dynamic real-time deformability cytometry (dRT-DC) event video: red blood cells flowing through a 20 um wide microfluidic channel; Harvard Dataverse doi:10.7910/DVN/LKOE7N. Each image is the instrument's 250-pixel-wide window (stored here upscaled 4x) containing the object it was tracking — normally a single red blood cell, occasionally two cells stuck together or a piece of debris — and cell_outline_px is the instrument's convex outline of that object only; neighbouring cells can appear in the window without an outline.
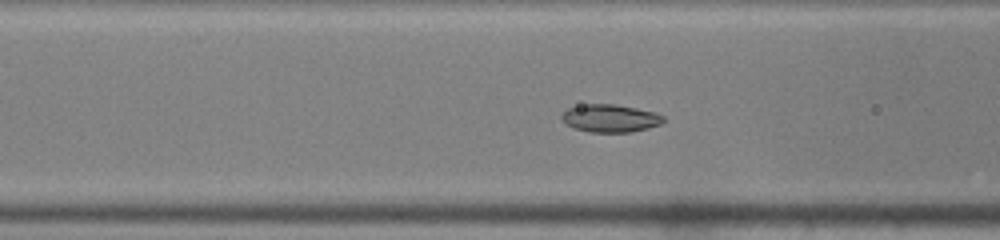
{"species": "common noctule bat (a hibernating species)", "species_latin": "Nyctalus noctula", "temperature_condition": "warm", "stored_images_in_passage": 35, "camera_frame_rate_fps": 3000, "um_per_image_px": 0.085, "animal": {"sex": "male", "body_mass_g": 19.0, "forearm_length_mm": 50.8}, "frame": {"image": 1, "passage_image": 5, "time_ms": 1.333, "image_size_px": [1000, 240], "cell_outline_px": [[664, 120], [660, 124], [648, 128], [632, 132], [588, 132], [576, 128], [568, 124], [560, 116], [568, 108], [580, 104], [616, 104], [656, 112], [664, 116]], "centroid_in_image_um": [51.89, 10.04], "position_along_channel_um": 114.7, "area_um2": 16.42}}
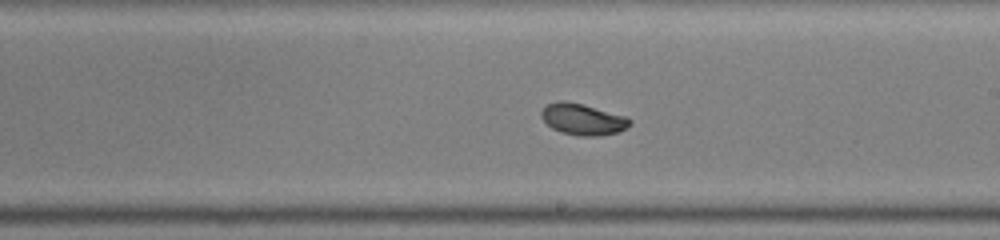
{"frame": {"image": 2, "passage_image": 14, "time_ms": 4.333, "image_size_px": [1000, 240], "cell_outline_px": [[632, 124], [620, 132], [600, 136], [576, 136], [560, 132], [552, 128], [540, 116], [540, 112], [548, 104], [560, 100], [564, 100], [584, 104], [628, 116], [632, 120]], "centroid_in_image_um": [49.58, 10.14], "position_along_channel_um": 239.4, "area_um2": 16.53}}
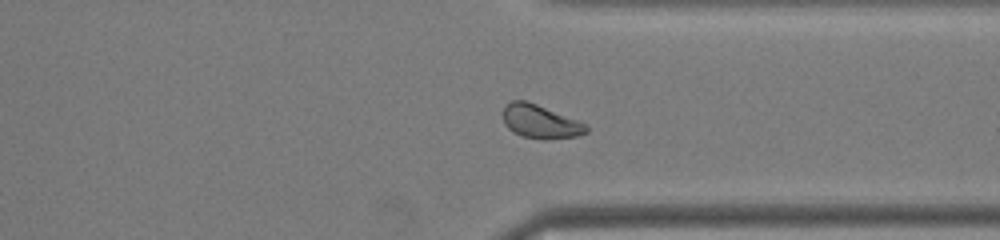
{"frame": {"image": 3, "passage_image": 23, "time_ms": 7.333, "image_size_px": [1000, 240], "cell_outline_px": [[588, 132], [576, 136], [548, 140], [544, 140], [520, 136], [512, 132], [504, 124], [504, 108], [512, 100], [524, 100], [536, 104], [576, 120], [584, 124], [588, 128]], "centroid_in_image_um": [45.9, 10.36], "position_along_channel_um": 365.5, "area_um2": 16.07}}